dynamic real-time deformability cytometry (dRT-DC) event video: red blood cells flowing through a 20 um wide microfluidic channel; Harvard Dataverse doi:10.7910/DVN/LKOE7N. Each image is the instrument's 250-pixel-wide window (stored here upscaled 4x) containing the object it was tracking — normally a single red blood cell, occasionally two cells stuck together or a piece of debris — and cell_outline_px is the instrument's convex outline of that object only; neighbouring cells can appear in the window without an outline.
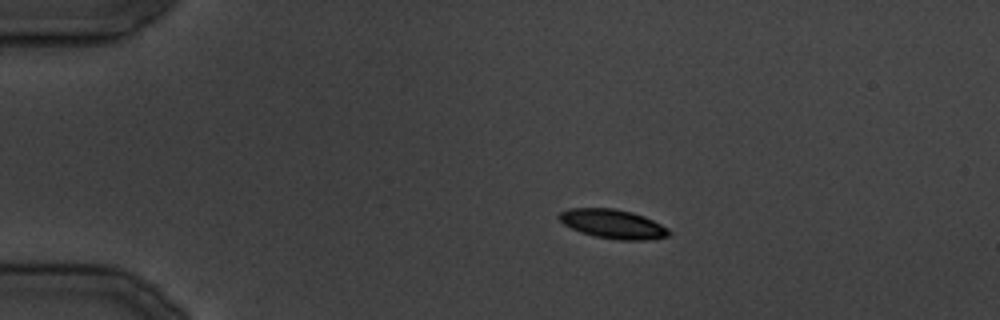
{"species": "common noctule bat (a hibernating species)", "species_latin": "Nyctalus noctula", "temperature_condition": "cold", "stored_images_in_passage": 29, "camera_frame_rate_fps": 3000, "um_per_image_px": 0.085, "animal": {"sex": "male", "body_mass_g": 19.5, "forearm_length_mm": 54.6}, "frame": {"image": 1, "passage_image": 1, "time_ms": 0.0, "image_size_px": [1000, 320], "cell_outline_px": [[672, 232], [668, 236], [648, 240], [620, 240], [592, 236], [580, 232], [564, 224], [556, 216], [560, 212], [568, 208], [612, 208], [632, 212], [644, 216], [668, 228]], "centroid_in_image_um": [52.08, 19.04], "position_along_channel_um": 32.9, "area_um2": 18.73}}
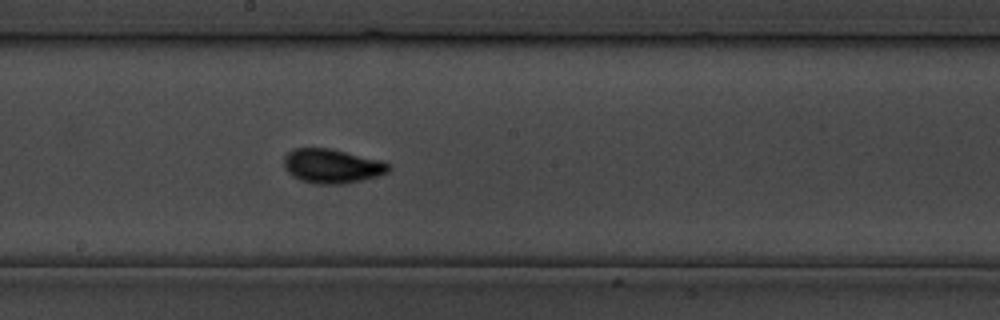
{"frame": {"image": 2, "passage_image": 13, "time_ms": 15.333, "image_size_px": [1000, 320], "cell_outline_px": [[392, 168], [388, 172], [376, 176], [360, 180], [340, 184], [316, 184], [300, 180], [292, 176], [284, 168], [284, 156], [292, 148], [332, 148], [384, 160], [392, 164]], "centroid_in_image_um": [28.24, 14.09], "position_along_channel_um": 220.0, "area_um2": 21.27}}
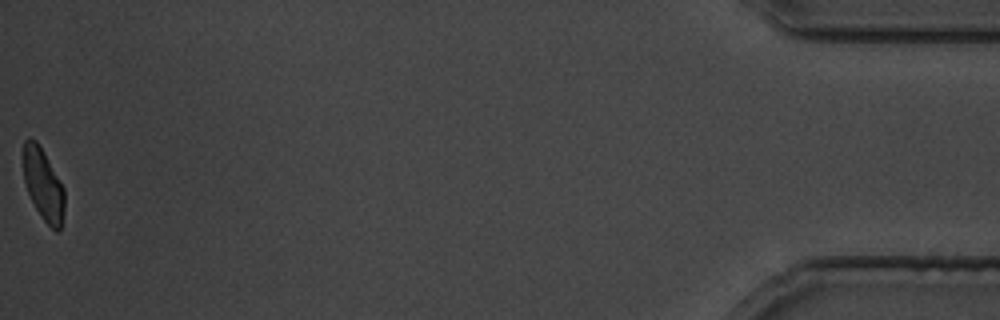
{"frame": {"image": 3, "passage_image": 29, "time_ms": 34.333, "image_size_px": [1000, 320], "cell_outline_px": [[64, 212], [60, 228], [56, 232], [44, 220], [36, 208], [28, 192], [24, 180], [24, 140], [28, 136], [36, 140], [64, 188]], "centroid_in_image_um": [3.68, 15.69], "position_along_channel_um": 431.5, "area_um2": 16.76}}